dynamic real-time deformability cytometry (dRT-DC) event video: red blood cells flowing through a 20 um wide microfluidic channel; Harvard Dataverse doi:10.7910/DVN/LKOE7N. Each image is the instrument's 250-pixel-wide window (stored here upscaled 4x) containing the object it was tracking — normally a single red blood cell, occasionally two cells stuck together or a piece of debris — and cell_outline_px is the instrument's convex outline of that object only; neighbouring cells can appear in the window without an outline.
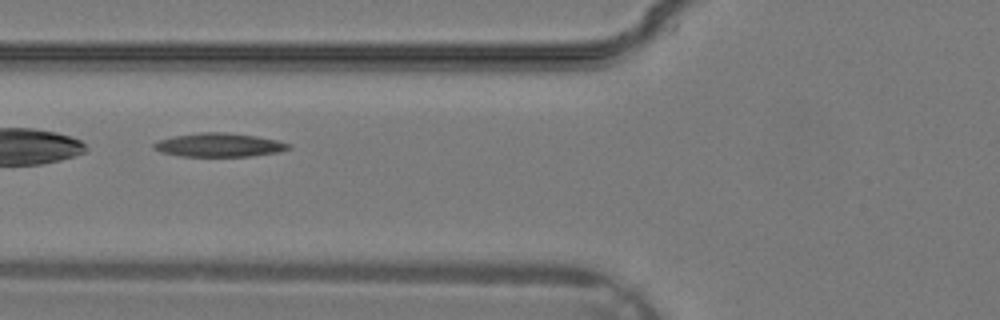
{"species": "common noctule bat (a hibernating species)", "species_latin": "Nyctalus noctula", "temperature_condition": "warm", "stored_images_in_passage": 26, "camera_frame_rate_fps": 3000, "um_per_image_px": 0.085, "animal": {"sex": "male", "body_mass_g": 19.2, "forearm_length_mm": 51.8}, "frame": {"image": 1, "passage_image": 5, "time_ms": 1.333, "image_size_px": [1000, 320], "cell_outline_px": [[292, 148], [280, 152], [252, 156], [180, 156], [160, 152], [152, 148], [152, 144], [160, 140], [176, 136], [200, 132], [224, 132], [256, 136], [276, 140], [292, 144]], "centroid_in_image_um": [18.66, 12.33], "position_along_channel_um": 107.1, "area_um2": 18.61}}
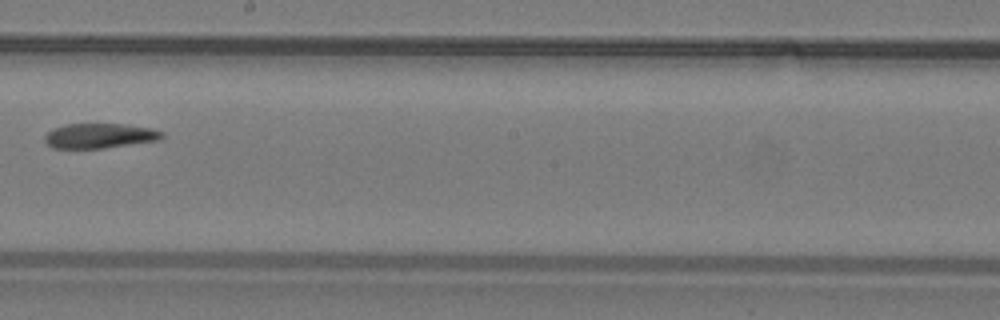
{"frame": {"image": 2, "passage_image": 12, "time_ms": 3.667, "image_size_px": [1000, 320], "cell_outline_px": [[164, 136], [160, 140], [104, 148], [52, 148], [44, 140], [44, 136], [52, 128], [64, 124], [124, 124], [152, 128], [164, 132]], "centroid_in_image_um": [8.47, 11.54], "position_along_channel_um": 239.7, "area_um2": 17.11}}